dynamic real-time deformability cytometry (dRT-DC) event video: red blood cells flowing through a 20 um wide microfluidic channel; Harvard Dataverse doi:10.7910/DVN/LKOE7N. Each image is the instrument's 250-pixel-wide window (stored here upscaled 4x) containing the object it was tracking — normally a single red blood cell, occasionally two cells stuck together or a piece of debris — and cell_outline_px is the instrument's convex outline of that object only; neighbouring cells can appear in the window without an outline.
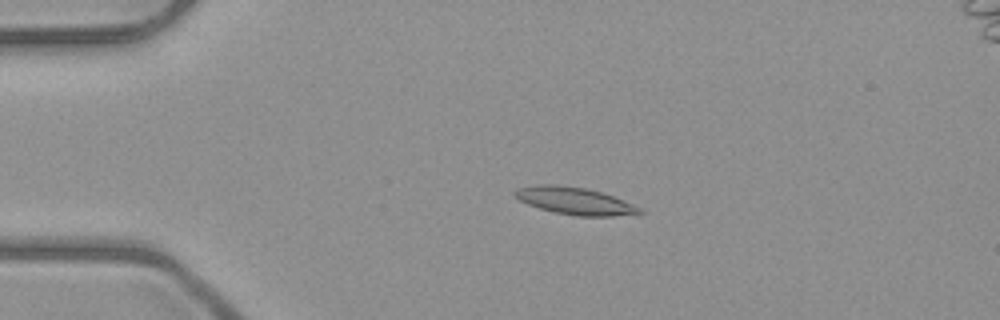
{"species": "common noctule bat (a hibernating species)", "species_latin": "Nyctalus noctula", "temperature_condition": "room temperature", "stored_images_in_passage": 5, "camera_frame_rate_fps": 3000, "um_per_image_px": 0.085, "animal": {"sex": "male", "body_mass_g": 23.1, "forearm_length_mm": 52.7}, "frame": {"image": 1, "passage_image": 4, "time_ms": 3.667, "image_size_px": [1000, 320], "cell_outline_px": [[644, 212], [612, 216], [576, 216], [556, 212], [540, 208], [528, 204], [520, 200], [512, 192], [516, 188], [536, 184], [556, 184], [584, 188], [600, 192], [612, 196], [632, 204], [640, 208]], "centroid_in_image_um": [48.79, 17.06], "position_along_channel_um": 36.2, "area_um2": 19.48}}